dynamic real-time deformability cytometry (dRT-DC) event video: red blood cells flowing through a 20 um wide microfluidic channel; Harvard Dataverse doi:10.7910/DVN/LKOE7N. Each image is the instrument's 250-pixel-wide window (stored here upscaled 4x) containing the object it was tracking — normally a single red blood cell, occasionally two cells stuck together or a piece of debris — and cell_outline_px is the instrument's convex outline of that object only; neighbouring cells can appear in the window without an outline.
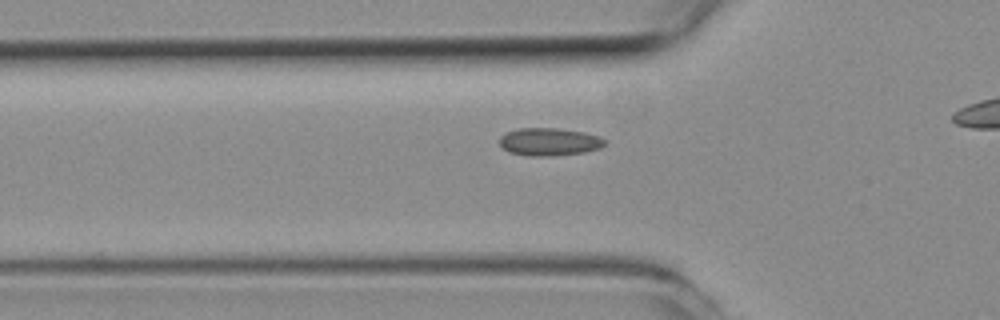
{"species": "common noctule bat (a hibernating species)", "species_latin": "Nyctalus noctula", "temperature_condition": "room temperature", "stored_images_in_passage": 37, "camera_frame_rate_fps": 3000, "um_per_image_px": 0.085, "animal": {"sex": "female", "body_mass_g": 19.3, "forearm_length_mm": 54.1}, "frame": {"image": 1, "passage_image": 12, "time_ms": 3.667, "image_size_px": [1000, 320], "cell_outline_px": [[608, 140], [600, 148], [584, 152], [552, 156], [528, 156], [508, 152], [500, 148], [500, 136], [504, 132], [520, 128], [556, 128], [584, 132], [600, 136]], "centroid_in_image_um": [46.66, 12.05], "position_along_channel_um": 79.1, "area_um2": 17.28}}
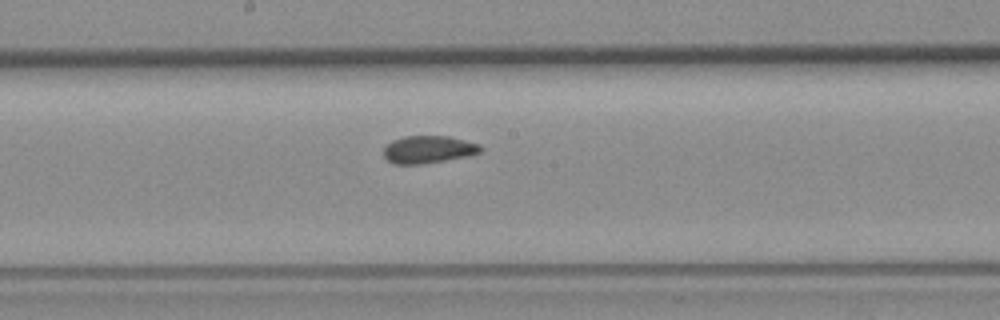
{"frame": {"image": 2, "passage_image": 22, "time_ms": 7.0, "image_size_px": [1000, 320], "cell_outline_px": [[484, 148], [480, 152], [464, 156], [444, 160], [420, 164], [392, 164], [384, 156], [384, 144], [392, 140], [404, 136], [448, 136], [480, 144]], "centroid_in_image_um": [36.36, 12.69], "position_along_channel_um": 211.8, "area_um2": 15.49}}
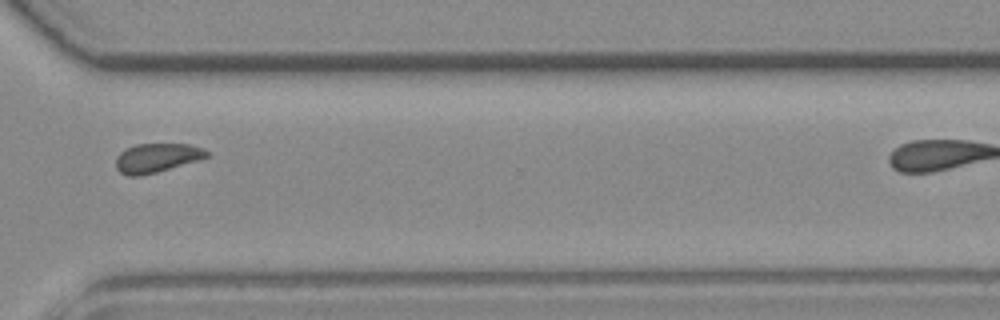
{"frame": {"image": 3, "passage_image": 33, "time_ms": 10.667, "image_size_px": [1000, 320], "cell_outline_px": [[208, 156], [200, 160], [156, 172], [140, 176], [128, 176], [120, 172], [116, 168], [116, 156], [120, 152], [136, 144], [188, 144], [204, 148], [208, 152]], "centroid_in_image_um": [13.33, 13.42], "position_along_channel_um": 357.3, "area_um2": 15.37}}